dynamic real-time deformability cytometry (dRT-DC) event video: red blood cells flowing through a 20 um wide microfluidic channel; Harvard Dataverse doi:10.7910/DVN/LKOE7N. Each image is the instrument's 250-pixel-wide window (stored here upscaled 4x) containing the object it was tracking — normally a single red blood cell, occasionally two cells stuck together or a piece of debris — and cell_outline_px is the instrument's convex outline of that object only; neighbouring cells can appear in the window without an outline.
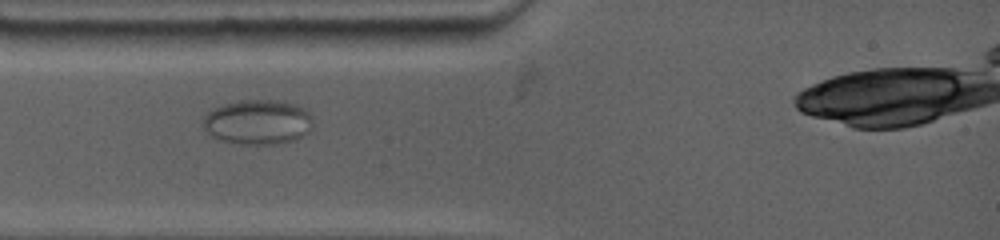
{"species": "common noctule bat (a hibernating species)", "species_latin": "Nyctalus noctula", "temperature_condition": "warm", "stored_images_in_passage": 5, "camera_frame_rate_fps": 4500, "um_per_image_px": 0.085, "animal": {"sex": "female", "body_mass_g": 19.0, "forearm_length_mm": 53.3}, "frame": {"image": 1, "passage_image": 3, "time_ms": 0.667, "image_size_px": [1000, 240], "cell_outline_px": [[312, 128], [308, 132], [300, 136], [288, 140], [256, 144], [224, 140], [208, 132], [200, 124], [200, 120], [204, 112], [212, 108], [236, 100], [284, 100], [296, 104], [304, 108], [312, 116]], "centroid_in_image_um": [21.87, 10.3], "position_along_channel_um": 63.1, "area_um2": 28.38}}